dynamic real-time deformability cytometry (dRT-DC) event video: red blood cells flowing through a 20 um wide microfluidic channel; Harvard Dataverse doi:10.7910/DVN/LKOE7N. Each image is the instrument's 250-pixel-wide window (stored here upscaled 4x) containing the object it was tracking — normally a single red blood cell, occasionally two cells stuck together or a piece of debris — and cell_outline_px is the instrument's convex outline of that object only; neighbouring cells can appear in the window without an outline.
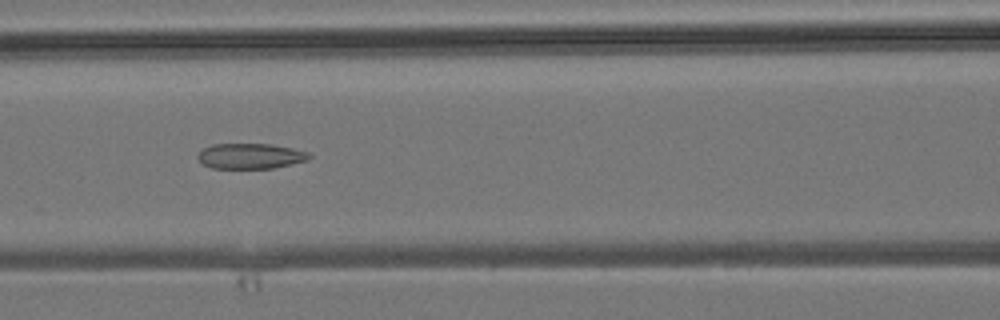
{"species": "common noctule bat (a hibernating species)", "species_latin": "Nyctalus noctula", "temperature_condition": "room temperature", "stored_images_in_passage": 4, "camera_frame_rate_fps": 3000, "um_per_image_px": 0.085, "animal": {"sex": "male", "body_mass_g": 19.2, "forearm_length_mm": 51.8}, "frame": {"image": 1, "passage_image": 3, "time_ms": 2.0, "image_size_px": [1000, 320], "cell_outline_px": [[312, 156], [308, 160], [292, 164], [272, 168], [212, 168], [204, 164], [196, 156], [204, 148], [212, 144], [272, 144], [292, 148], [308, 152]], "centroid_in_image_um": [21.31, 13.26], "position_along_channel_um": 145.3, "area_um2": 16.42}}
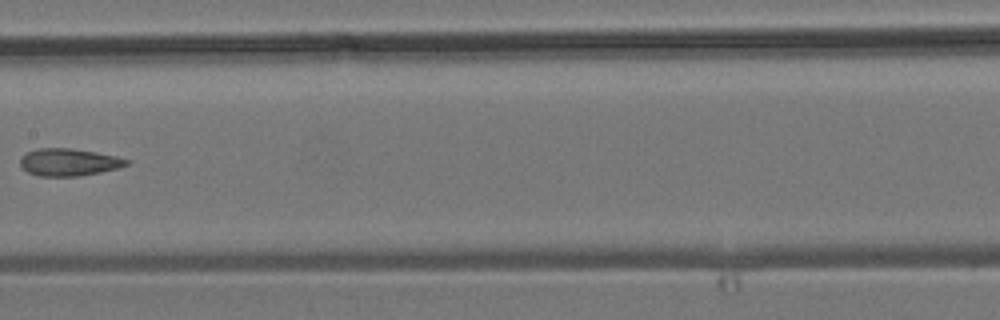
{"frame": {"image": 2, "passage_image": 4, "time_ms": 3.333, "image_size_px": [1000, 320], "cell_outline_px": [[132, 160], [128, 164], [120, 168], [80, 176], [40, 176], [28, 172], [20, 164], [20, 160], [28, 152], [40, 148], [72, 148], [96, 152], [116, 156]], "centroid_in_image_um": [5.91, 13.79], "position_along_channel_um": 201.5, "area_um2": 16.88}}